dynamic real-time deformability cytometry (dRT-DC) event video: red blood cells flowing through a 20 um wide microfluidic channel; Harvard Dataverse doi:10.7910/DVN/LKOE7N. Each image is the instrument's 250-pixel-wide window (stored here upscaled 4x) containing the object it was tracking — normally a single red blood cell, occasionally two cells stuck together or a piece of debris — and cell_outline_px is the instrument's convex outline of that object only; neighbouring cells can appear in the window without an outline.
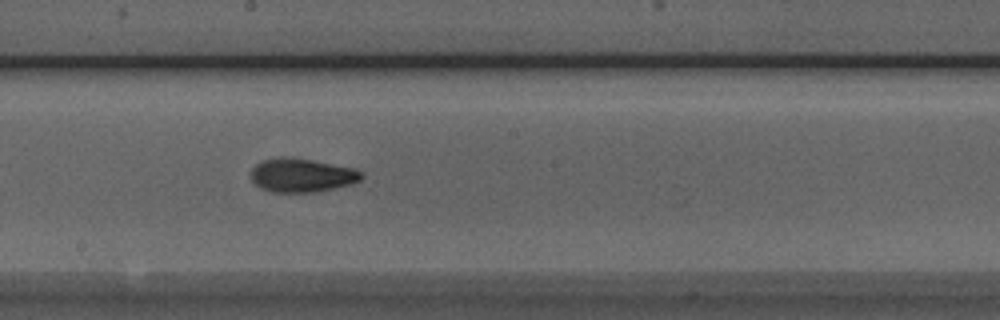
{"species": "Egyptian fruit bat (a non-hibernating species)", "species_latin": "Rousettus aegyptiacus", "temperature_condition": "room temperature", "stored_images_in_passage": 21, "camera_frame_rate_fps": 3000, "um_per_image_px": 0.085, "animal": {"sex": "male"}, "frame": {"image": 1, "passage_image": 12, "time_ms": 3.667, "image_size_px": [1000, 320], "cell_outline_px": [[364, 176], [360, 180], [352, 184], [312, 192], [272, 192], [260, 188], [252, 180], [252, 168], [256, 164], [264, 160], [280, 156], [284, 156], [312, 160], [356, 168], [364, 172]], "centroid_in_image_um": [25.68, 14.88], "position_along_channel_um": 222.5, "area_um2": 21.73}}
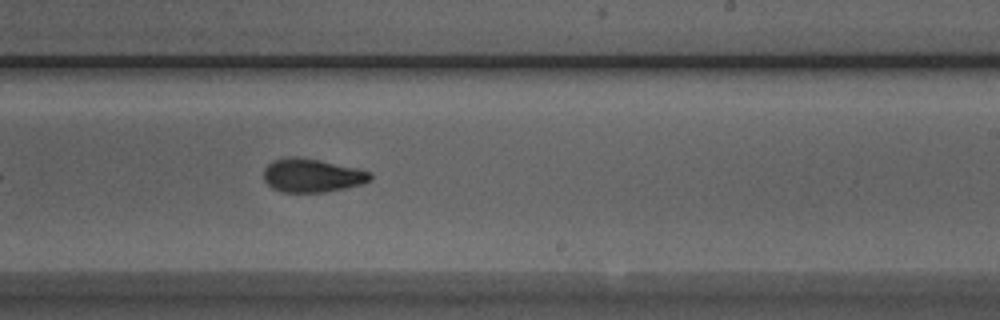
{"frame": {"image": 2, "passage_image": 15, "time_ms": 4.667, "image_size_px": [1000, 320], "cell_outline_px": [[372, 180], [360, 184], [344, 188], [324, 192], [280, 192], [272, 188], [264, 180], [264, 168], [272, 160], [288, 156], [296, 156], [320, 160], [356, 168], [372, 172]], "centroid_in_image_um": [26.5, 14.9], "position_along_channel_um": 262.5, "area_um2": 20.92}}
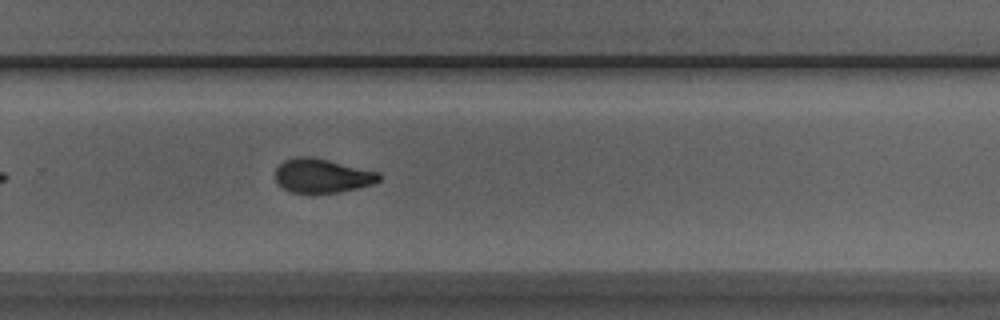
{"frame": {"image": 3, "passage_image": 18, "time_ms": 5.667, "image_size_px": [1000, 320], "cell_outline_px": [[380, 180], [376, 184], [340, 192], [312, 196], [288, 192], [276, 184], [276, 168], [284, 160], [296, 156], [308, 156], [328, 160], [380, 172]], "centroid_in_image_um": [27.36, 14.99], "position_along_channel_um": 302.4, "area_um2": 21.44}}